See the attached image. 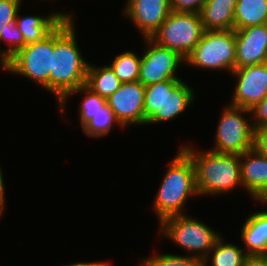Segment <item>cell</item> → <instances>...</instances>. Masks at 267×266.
<instances>
[{
    "label": "cell",
    "mask_w": 267,
    "mask_h": 266,
    "mask_svg": "<svg viewBox=\"0 0 267 266\" xmlns=\"http://www.w3.org/2000/svg\"><path fill=\"white\" fill-rule=\"evenodd\" d=\"M74 20H64L53 31L50 92L60 103L71 91L86 84L89 63L77 45Z\"/></svg>",
    "instance_id": "6da1fadb"
},
{
    "label": "cell",
    "mask_w": 267,
    "mask_h": 266,
    "mask_svg": "<svg viewBox=\"0 0 267 266\" xmlns=\"http://www.w3.org/2000/svg\"><path fill=\"white\" fill-rule=\"evenodd\" d=\"M180 148L190 157L195 167L198 194L218 195L233 191L241 182L240 155L217 153L212 150L197 151L190 145Z\"/></svg>",
    "instance_id": "7a4b0ae2"
},
{
    "label": "cell",
    "mask_w": 267,
    "mask_h": 266,
    "mask_svg": "<svg viewBox=\"0 0 267 266\" xmlns=\"http://www.w3.org/2000/svg\"><path fill=\"white\" fill-rule=\"evenodd\" d=\"M160 185L153 201L160 222L167 217L186 214L182 209L188 197L199 196L194 164L181 148L170 161Z\"/></svg>",
    "instance_id": "3957f363"
},
{
    "label": "cell",
    "mask_w": 267,
    "mask_h": 266,
    "mask_svg": "<svg viewBox=\"0 0 267 266\" xmlns=\"http://www.w3.org/2000/svg\"><path fill=\"white\" fill-rule=\"evenodd\" d=\"M144 125L172 120L194 102V90L181 79L144 86Z\"/></svg>",
    "instance_id": "277c9868"
},
{
    "label": "cell",
    "mask_w": 267,
    "mask_h": 266,
    "mask_svg": "<svg viewBox=\"0 0 267 266\" xmlns=\"http://www.w3.org/2000/svg\"><path fill=\"white\" fill-rule=\"evenodd\" d=\"M161 232L185 251L193 252L192 257L201 259H205L221 236L207 224L187 214L162 220L159 228V233Z\"/></svg>",
    "instance_id": "5b68a950"
},
{
    "label": "cell",
    "mask_w": 267,
    "mask_h": 266,
    "mask_svg": "<svg viewBox=\"0 0 267 266\" xmlns=\"http://www.w3.org/2000/svg\"><path fill=\"white\" fill-rule=\"evenodd\" d=\"M204 32L199 13L172 11L150 39L186 59Z\"/></svg>",
    "instance_id": "8992f818"
},
{
    "label": "cell",
    "mask_w": 267,
    "mask_h": 266,
    "mask_svg": "<svg viewBox=\"0 0 267 266\" xmlns=\"http://www.w3.org/2000/svg\"><path fill=\"white\" fill-rule=\"evenodd\" d=\"M235 49V30H205L185 63L202 69L228 70L231 74L236 63Z\"/></svg>",
    "instance_id": "52a82bcc"
},
{
    "label": "cell",
    "mask_w": 267,
    "mask_h": 266,
    "mask_svg": "<svg viewBox=\"0 0 267 266\" xmlns=\"http://www.w3.org/2000/svg\"><path fill=\"white\" fill-rule=\"evenodd\" d=\"M53 32L44 40L27 44L13 55L1 68L8 73L21 75L35 81L50 91L52 69Z\"/></svg>",
    "instance_id": "ba28073f"
},
{
    "label": "cell",
    "mask_w": 267,
    "mask_h": 266,
    "mask_svg": "<svg viewBox=\"0 0 267 266\" xmlns=\"http://www.w3.org/2000/svg\"><path fill=\"white\" fill-rule=\"evenodd\" d=\"M212 151L225 154L242 155L254 147L255 129L252 121L248 122L243 113L251 115V111L241 107L228 105L223 109Z\"/></svg>",
    "instance_id": "9c48e42d"
},
{
    "label": "cell",
    "mask_w": 267,
    "mask_h": 266,
    "mask_svg": "<svg viewBox=\"0 0 267 266\" xmlns=\"http://www.w3.org/2000/svg\"><path fill=\"white\" fill-rule=\"evenodd\" d=\"M147 50L141 56L140 72L138 81L143 86L154 83L180 79L176 71L182 62H186L179 53L157 45L150 38H144Z\"/></svg>",
    "instance_id": "30bf717a"
},
{
    "label": "cell",
    "mask_w": 267,
    "mask_h": 266,
    "mask_svg": "<svg viewBox=\"0 0 267 266\" xmlns=\"http://www.w3.org/2000/svg\"><path fill=\"white\" fill-rule=\"evenodd\" d=\"M231 74L237 80L231 106L250 110L267 96V62L235 68Z\"/></svg>",
    "instance_id": "8fae6325"
},
{
    "label": "cell",
    "mask_w": 267,
    "mask_h": 266,
    "mask_svg": "<svg viewBox=\"0 0 267 266\" xmlns=\"http://www.w3.org/2000/svg\"><path fill=\"white\" fill-rule=\"evenodd\" d=\"M144 94V86L139 81L127 82L106 99L122 127L144 125Z\"/></svg>",
    "instance_id": "7c38bea8"
},
{
    "label": "cell",
    "mask_w": 267,
    "mask_h": 266,
    "mask_svg": "<svg viewBox=\"0 0 267 266\" xmlns=\"http://www.w3.org/2000/svg\"><path fill=\"white\" fill-rule=\"evenodd\" d=\"M124 15L143 34V38L151 35L161 26L172 12L170 0H127Z\"/></svg>",
    "instance_id": "4fadbf2b"
},
{
    "label": "cell",
    "mask_w": 267,
    "mask_h": 266,
    "mask_svg": "<svg viewBox=\"0 0 267 266\" xmlns=\"http://www.w3.org/2000/svg\"><path fill=\"white\" fill-rule=\"evenodd\" d=\"M235 68L267 62V29L265 24L235 30Z\"/></svg>",
    "instance_id": "5bb4252c"
},
{
    "label": "cell",
    "mask_w": 267,
    "mask_h": 266,
    "mask_svg": "<svg viewBox=\"0 0 267 266\" xmlns=\"http://www.w3.org/2000/svg\"><path fill=\"white\" fill-rule=\"evenodd\" d=\"M241 182L251 197L260 202L267 197V157L254 148L240 155Z\"/></svg>",
    "instance_id": "9a60e30c"
},
{
    "label": "cell",
    "mask_w": 267,
    "mask_h": 266,
    "mask_svg": "<svg viewBox=\"0 0 267 266\" xmlns=\"http://www.w3.org/2000/svg\"><path fill=\"white\" fill-rule=\"evenodd\" d=\"M19 11L16 16V26L22 33L24 41L27 44L35 43L44 40L49 36L64 20H73L71 14L50 13L49 16H34L27 15L19 16Z\"/></svg>",
    "instance_id": "2e32d148"
},
{
    "label": "cell",
    "mask_w": 267,
    "mask_h": 266,
    "mask_svg": "<svg viewBox=\"0 0 267 266\" xmlns=\"http://www.w3.org/2000/svg\"><path fill=\"white\" fill-rule=\"evenodd\" d=\"M237 0H207L199 15L205 30H234Z\"/></svg>",
    "instance_id": "e0dca14e"
},
{
    "label": "cell",
    "mask_w": 267,
    "mask_h": 266,
    "mask_svg": "<svg viewBox=\"0 0 267 266\" xmlns=\"http://www.w3.org/2000/svg\"><path fill=\"white\" fill-rule=\"evenodd\" d=\"M241 236L247 255L267 253V210L252 213L242 226Z\"/></svg>",
    "instance_id": "ac0fdd59"
},
{
    "label": "cell",
    "mask_w": 267,
    "mask_h": 266,
    "mask_svg": "<svg viewBox=\"0 0 267 266\" xmlns=\"http://www.w3.org/2000/svg\"><path fill=\"white\" fill-rule=\"evenodd\" d=\"M122 82L109 65L96 67L88 65L86 86L105 100L115 93Z\"/></svg>",
    "instance_id": "d6986e66"
},
{
    "label": "cell",
    "mask_w": 267,
    "mask_h": 266,
    "mask_svg": "<svg viewBox=\"0 0 267 266\" xmlns=\"http://www.w3.org/2000/svg\"><path fill=\"white\" fill-rule=\"evenodd\" d=\"M267 20V0H237L234 30L265 24Z\"/></svg>",
    "instance_id": "ffe728a7"
},
{
    "label": "cell",
    "mask_w": 267,
    "mask_h": 266,
    "mask_svg": "<svg viewBox=\"0 0 267 266\" xmlns=\"http://www.w3.org/2000/svg\"><path fill=\"white\" fill-rule=\"evenodd\" d=\"M246 257L244 249L236 244L223 242V237L220 236L204 260L205 266H243Z\"/></svg>",
    "instance_id": "44dd1931"
},
{
    "label": "cell",
    "mask_w": 267,
    "mask_h": 266,
    "mask_svg": "<svg viewBox=\"0 0 267 266\" xmlns=\"http://www.w3.org/2000/svg\"><path fill=\"white\" fill-rule=\"evenodd\" d=\"M113 59L109 66L122 83L138 81L141 64L140 56L128 50Z\"/></svg>",
    "instance_id": "7402d4cb"
},
{
    "label": "cell",
    "mask_w": 267,
    "mask_h": 266,
    "mask_svg": "<svg viewBox=\"0 0 267 266\" xmlns=\"http://www.w3.org/2000/svg\"><path fill=\"white\" fill-rule=\"evenodd\" d=\"M84 93L85 97L83 98L80 108H79V118L81 127H83L88 121H90L97 111L100 110L105 104L106 100L102 98L97 93H94L91 89H89L86 85L81 86L77 90L71 91L60 103V111L64 110L65 104L69 96L75 93Z\"/></svg>",
    "instance_id": "603a6c76"
},
{
    "label": "cell",
    "mask_w": 267,
    "mask_h": 266,
    "mask_svg": "<svg viewBox=\"0 0 267 266\" xmlns=\"http://www.w3.org/2000/svg\"><path fill=\"white\" fill-rule=\"evenodd\" d=\"M114 124L122 127L115 117L114 112L109 108L107 103L100 108L90 121H88L83 127V131L86 135L91 137L106 136Z\"/></svg>",
    "instance_id": "cb8c5ba5"
},
{
    "label": "cell",
    "mask_w": 267,
    "mask_h": 266,
    "mask_svg": "<svg viewBox=\"0 0 267 266\" xmlns=\"http://www.w3.org/2000/svg\"><path fill=\"white\" fill-rule=\"evenodd\" d=\"M5 40V41H4ZM2 41L9 44V48L0 50V65L1 67L19 50L26 45L22 33L16 26V18L5 25L0 33V43Z\"/></svg>",
    "instance_id": "d4e9b609"
},
{
    "label": "cell",
    "mask_w": 267,
    "mask_h": 266,
    "mask_svg": "<svg viewBox=\"0 0 267 266\" xmlns=\"http://www.w3.org/2000/svg\"><path fill=\"white\" fill-rule=\"evenodd\" d=\"M138 266H205V260L191 255L157 254L143 261Z\"/></svg>",
    "instance_id": "484cf974"
},
{
    "label": "cell",
    "mask_w": 267,
    "mask_h": 266,
    "mask_svg": "<svg viewBox=\"0 0 267 266\" xmlns=\"http://www.w3.org/2000/svg\"><path fill=\"white\" fill-rule=\"evenodd\" d=\"M21 7V0H0V33L2 28L14 20Z\"/></svg>",
    "instance_id": "4316f807"
},
{
    "label": "cell",
    "mask_w": 267,
    "mask_h": 266,
    "mask_svg": "<svg viewBox=\"0 0 267 266\" xmlns=\"http://www.w3.org/2000/svg\"><path fill=\"white\" fill-rule=\"evenodd\" d=\"M255 130L267 129V96L250 109Z\"/></svg>",
    "instance_id": "83f0119b"
},
{
    "label": "cell",
    "mask_w": 267,
    "mask_h": 266,
    "mask_svg": "<svg viewBox=\"0 0 267 266\" xmlns=\"http://www.w3.org/2000/svg\"><path fill=\"white\" fill-rule=\"evenodd\" d=\"M207 0H170L171 10L176 12L199 13Z\"/></svg>",
    "instance_id": "f1b7e54d"
},
{
    "label": "cell",
    "mask_w": 267,
    "mask_h": 266,
    "mask_svg": "<svg viewBox=\"0 0 267 266\" xmlns=\"http://www.w3.org/2000/svg\"><path fill=\"white\" fill-rule=\"evenodd\" d=\"M253 148L267 157V129L255 130Z\"/></svg>",
    "instance_id": "f546056e"
},
{
    "label": "cell",
    "mask_w": 267,
    "mask_h": 266,
    "mask_svg": "<svg viewBox=\"0 0 267 266\" xmlns=\"http://www.w3.org/2000/svg\"><path fill=\"white\" fill-rule=\"evenodd\" d=\"M243 266H267L265 255H247Z\"/></svg>",
    "instance_id": "4dcf8cb0"
},
{
    "label": "cell",
    "mask_w": 267,
    "mask_h": 266,
    "mask_svg": "<svg viewBox=\"0 0 267 266\" xmlns=\"http://www.w3.org/2000/svg\"><path fill=\"white\" fill-rule=\"evenodd\" d=\"M4 177L2 170L0 168V216L3 213V210H5V187H4Z\"/></svg>",
    "instance_id": "1f68e13d"
},
{
    "label": "cell",
    "mask_w": 267,
    "mask_h": 266,
    "mask_svg": "<svg viewBox=\"0 0 267 266\" xmlns=\"http://www.w3.org/2000/svg\"><path fill=\"white\" fill-rule=\"evenodd\" d=\"M110 264L106 261H91V262H78V263H72L67 266H109Z\"/></svg>",
    "instance_id": "d6a6232c"
},
{
    "label": "cell",
    "mask_w": 267,
    "mask_h": 266,
    "mask_svg": "<svg viewBox=\"0 0 267 266\" xmlns=\"http://www.w3.org/2000/svg\"><path fill=\"white\" fill-rule=\"evenodd\" d=\"M260 203L262 204H267V197H265V198H263L261 201H260Z\"/></svg>",
    "instance_id": "836d02e7"
}]
</instances>
